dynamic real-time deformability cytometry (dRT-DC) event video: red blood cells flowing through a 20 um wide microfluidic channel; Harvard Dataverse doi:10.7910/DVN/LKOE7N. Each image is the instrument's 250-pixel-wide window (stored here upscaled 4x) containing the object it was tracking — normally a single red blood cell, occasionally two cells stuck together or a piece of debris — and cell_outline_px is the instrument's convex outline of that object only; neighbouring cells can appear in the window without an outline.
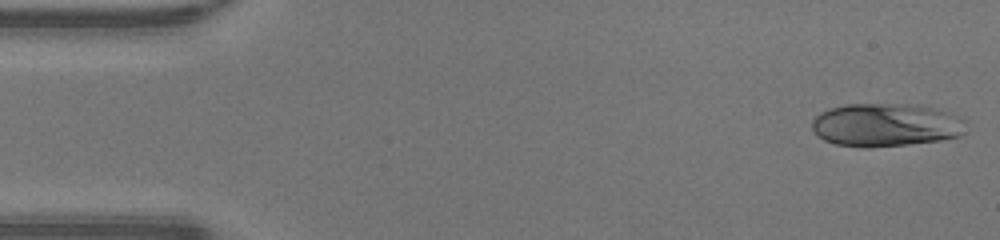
{"species": "human", "species_latin": "Homo sapiens", "temperature_condition": "warm", "stored_images_in_passage": 47, "camera_frame_rate_fps": 3000, "um_per_image_px": 0.085, "donor": {"sex": "male"}, "frame": {"image": 1, "passage_image": 1, "time_ms": 0.0, "image_size_px": [1000, 240], "cell_outline_px": [[968, 120], [964, 132], [960, 136], [940, 140], [908, 144], [868, 148], [836, 144], [824, 140], [812, 128], [812, 120], [820, 112], [828, 108], [848, 104], [920, 104], [964, 116]], "centroid_in_image_um": [75.37, 10.6], "position_along_channel_um": 9.6, "area_um2": 39.3}}
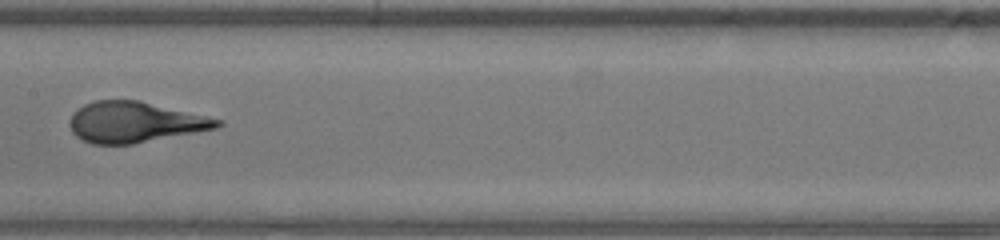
{"frame": {"image": 2, "passage_image": 23, "time_ms": 7.333, "image_size_px": [1000, 240], "cell_outline_px": [[224, 124], [216, 128], [132, 144], [92, 144], [80, 140], [72, 132], [72, 112], [76, 108], [84, 104], [96, 100], [140, 100], [224, 120]], "centroid_in_image_um": [11.46, 10.37], "position_along_channel_um": 195.9, "area_um2": 34.91}}
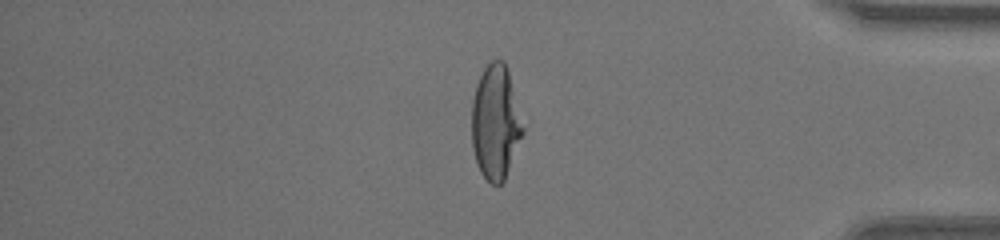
{"frame": {"image": 3, "passage_image": 39, "time_ms": 12.667, "image_size_px": [1000, 240], "cell_outline_px": [[524, 132], [504, 180], [500, 184], [492, 184], [480, 172], [476, 164], [472, 148], [472, 100], [476, 84], [484, 68], [492, 60], [504, 60], [508, 68], [524, 128]], "centroid_in_image_um": [42.11, 10.39], "position_along_channel_um": 393.1, "area_um2": 34.1}, "authors_computed_cell_mechanics": {"area_um2": 35.258, "velocity_mm_per_s": 4.2697, "shape_relaxation_time_tau1_ms": 5.1252, "shape_relaxation_time_tau2_ms": null, "deformation_change_tau1": 0.2886, "deformation_change_tau2": null}}